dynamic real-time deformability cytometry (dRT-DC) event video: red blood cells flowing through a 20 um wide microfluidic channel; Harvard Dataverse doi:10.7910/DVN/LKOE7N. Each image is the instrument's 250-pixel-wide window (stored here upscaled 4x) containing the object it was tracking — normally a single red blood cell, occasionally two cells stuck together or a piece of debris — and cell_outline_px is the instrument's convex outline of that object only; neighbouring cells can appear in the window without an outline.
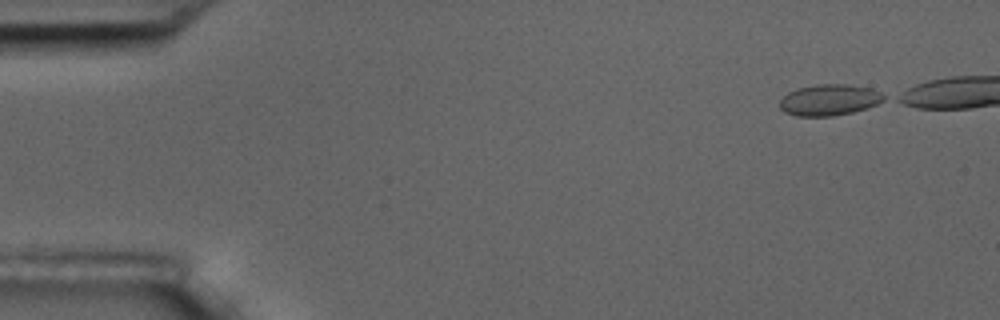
{"species": "common noctule bat (a hibernating species)", "species_latin": "Nyctalus noctula", "temperature_condition": "room temperature", "stored_images_in_passage": 8, "camera_frame_rate_fps": 3000, "um_per_image_px": 0.085, "animal": {"sex": "male", "body_mass_g": 17.5, "forearm_length_mm": 52.3}, "frame": {"image": 1, "passage_image": 1, "time_ms": 0.0, "image_size_px": [1000, 320], "cell_outline_px": [[888, 96], [884, 100], [876, 104], [852, 112], [832, 116], [796, 116], [784, 112], [780, 108], [780, 100], [788, 92], [796, 88], [816, 84], [848, 84], [872, 88]], "centroid_in_image_um": [70.49, 8.48], "position_along_channel_um": 14.5, "area_um2": 19.02}}